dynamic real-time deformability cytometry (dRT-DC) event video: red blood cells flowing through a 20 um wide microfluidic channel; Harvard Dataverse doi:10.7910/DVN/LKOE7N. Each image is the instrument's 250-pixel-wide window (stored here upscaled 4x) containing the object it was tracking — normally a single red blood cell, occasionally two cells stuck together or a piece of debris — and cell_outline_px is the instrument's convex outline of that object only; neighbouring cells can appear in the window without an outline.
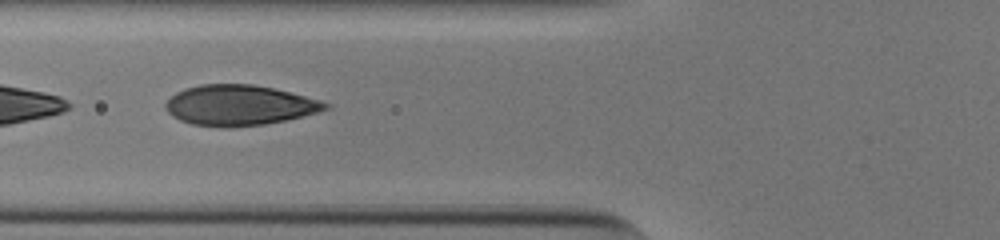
{"species": "human", "species_latin": "Homo sapiens", "temperature_condition": "cold", "stored_images_in_passage": 52, "camera_frame_rate_fps": 3000, "um_per_image_px": 0.085, "donor": {"sex": "male"}, "frame": {"image": 1, "passage_image": 21, "time_ms": 6.667, "image_size_px": [1000, 240], "cell_outline_px": [[332, 104], [328, 108], [320, 112], [284, 120], [264, 124], [224, 128], [192, 124], [180, 120], [172, 116], [164, 108], [164, 104], [176, 92], [184, 88], [200, 84], [252, 84], [272, 88], [320, 100]], "centroid_in_image_um": [20.31, 8.95], "position_along_channel_um": 105.5, "area_um2": 37.57}}
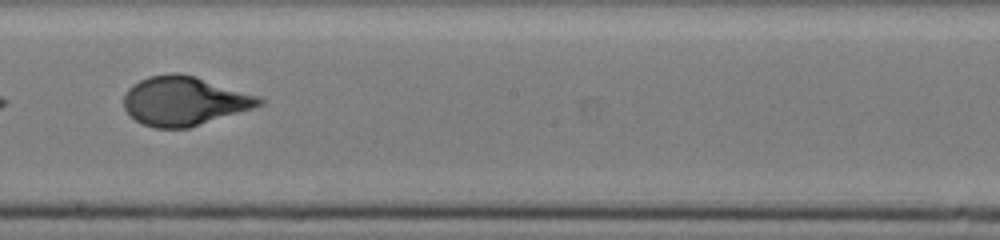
{"frame": {"image": 2, "passage_image": 31, "time_ms": 10.0, "image_size_px": [1000, 240], "cell_outline_px": [[264, 104], [252, 108], [188, 128], [156, 128], [144, 124], [136, 120], [124, 108], [124, 96], [128, 88], [132, 84], [148, 76], [172, 72], [176, 72], [196, 76], [256, 96], [264, 100]], "centroid_in_image_um": [15.62, 8.57], "position_along_channel_um": 232.6, "area_um2": 38.26}}
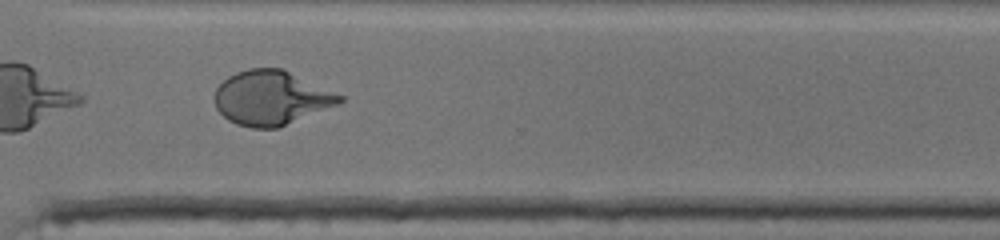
{"frame": {"image": 3, "passage_image": 40, "time_ms": 13.0, "image_size_px": [1000, 240], "cell_outline_px": [[344, 100], [340, 104], [280, 128], [252, 128], [236, 124], [228, 120], [216, 108], [212, 96], [216, 88], [228, 76], [236, 72], [248, 68], [280, 68], [344, 96]], "centroid_in_image_um": [23.04, 8.34], "position_along_channel_um": 347.6, "area_um2": 39.82}, "authors_computed_cell_mechanics": {"area_um2": 41.2403, "velocity_mm_per_s": 3.8266, "shape_relaxation_time_tau1_ms": 5.0601, "shape_relaxation_time_tau2_ms": null, "deformation_change_tau1": 0.2164, "deformation_change_tau2": null}}